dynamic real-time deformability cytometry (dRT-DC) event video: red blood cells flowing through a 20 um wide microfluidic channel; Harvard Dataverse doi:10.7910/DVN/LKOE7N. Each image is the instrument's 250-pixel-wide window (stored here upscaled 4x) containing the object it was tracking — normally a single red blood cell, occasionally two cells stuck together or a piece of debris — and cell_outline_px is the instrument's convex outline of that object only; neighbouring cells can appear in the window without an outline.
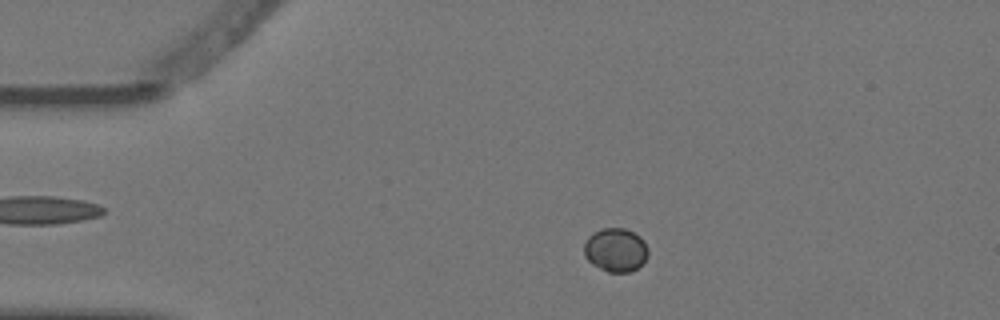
{"species": "Egyptian fruit bat (a non-hibernating species)", "species_latin": "Rousettus aegyptiacus", "temperature_condition": "warm", "stored_images_in_passage": 3, "camera_frame_rate_fps": 3000, "um_per_image_px": 0.085, "animal": {"sex": "female"}, "frame": {"image": 1, "passage_image": 2, "time_ms": 0.333, "image_size_px": [1000, 320], "cell_outline_px": [[648, 256], [636, 268], [628, 272], [608, 272], [592, 264], [584, 256], [584, 244], [588, 236], [592, 232], [600, 228], [624, 228], [640, 236], [644, 240], [648, 248]], "centroid_in_image_um": [52.31, 21.22], "position_along_channel_um": 32.7, "area_um2": 16.36}}